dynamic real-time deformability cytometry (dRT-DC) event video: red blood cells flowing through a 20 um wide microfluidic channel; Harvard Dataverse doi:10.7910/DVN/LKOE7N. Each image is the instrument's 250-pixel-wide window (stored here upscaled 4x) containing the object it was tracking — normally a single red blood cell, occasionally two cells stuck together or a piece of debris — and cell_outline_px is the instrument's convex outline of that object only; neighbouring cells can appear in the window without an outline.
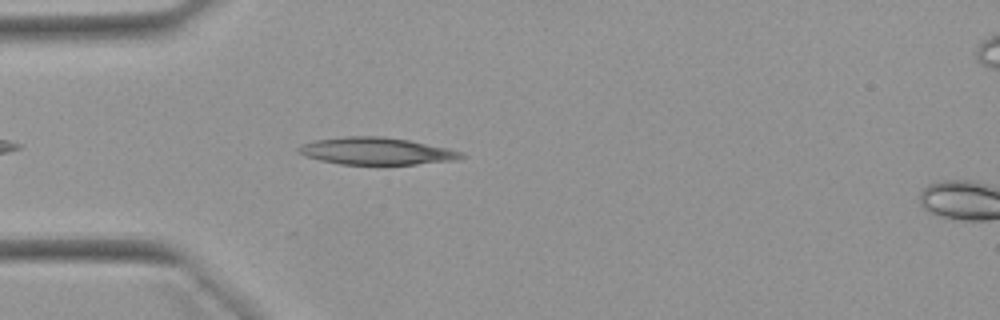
{"species": "Egyptian fruit bat (a non-hibernating species)", "species_latin": "Rousettus aegyptiacus", "temperature_condition": "warm", "stored_images_in_passage": 26, "camera_frame_rate_fps": 3000, "um_per_image_px": 0.085, "animal": {"sex": "female"}, "frame": {"image": 1, "passage_image": 4, "time_ms": 1.0, "image_size_px": [1000, 320], "cell_outline_px": [[468, 156], [460, 160], [416, 164], [340, 164], [320, 160], [304, 156], [296, 152], [296, 148], [300, 144], [316, 140], [344, 136], [380, 136], [408, 140], [448, 148], [464, 152]], "centroid_in_image_um": [32.01, 12.84], "position_along_channel_um": 53.0, "area_um2": 26.01}}
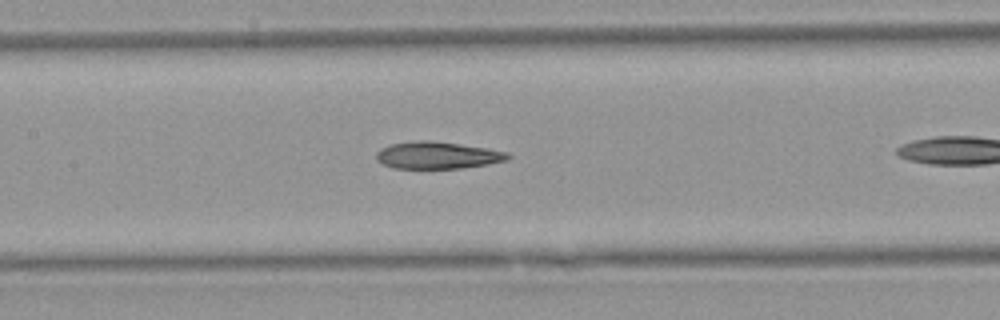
{"frame": {"image": 2, "passage_image": 10, "time_ms": 3.0, "image_size_px": [1000, 320], "cell_outline_px": [[512, 156], [508, 160], [488, 164], [460, 168], [392, 168], [376, 160], [376, 152], [380, 148], [388, 144], [420, 140], [432, 140], [488, 148], [508, 152]], "centroid_in_image_um": [37.18, 13.19], "position_along_channel_um": 170.2, "area_um2": 20.92}}
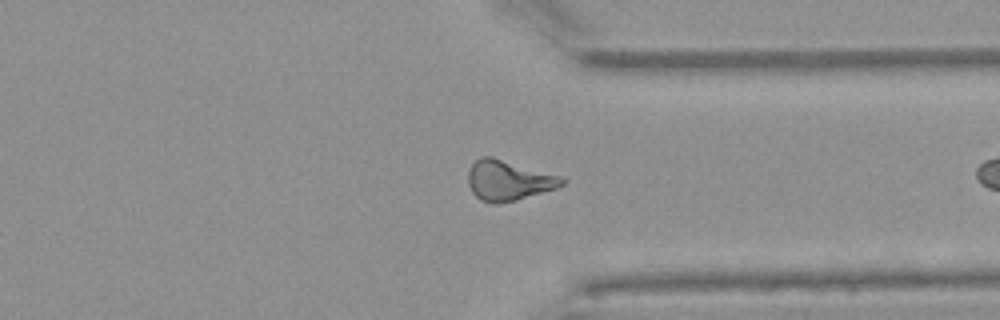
{"frame": {"image": 3, "passage_image": 25, "time_ms": 8.0, "image_size_px": [1000, 320], "cell_outline_px": [[568, 180], [564, 184], [556, 188], [516, 200], [496, 204], [492, 204], [480, 200], [472, 192], [468, 184], [468, 172], [472, 164], [480, 156], [492, 156], [560, 176]], "centroid_in_image_um": [43.2, 15.33], "position_along_channel_um": 368.2, "area_um2": 21.96}}